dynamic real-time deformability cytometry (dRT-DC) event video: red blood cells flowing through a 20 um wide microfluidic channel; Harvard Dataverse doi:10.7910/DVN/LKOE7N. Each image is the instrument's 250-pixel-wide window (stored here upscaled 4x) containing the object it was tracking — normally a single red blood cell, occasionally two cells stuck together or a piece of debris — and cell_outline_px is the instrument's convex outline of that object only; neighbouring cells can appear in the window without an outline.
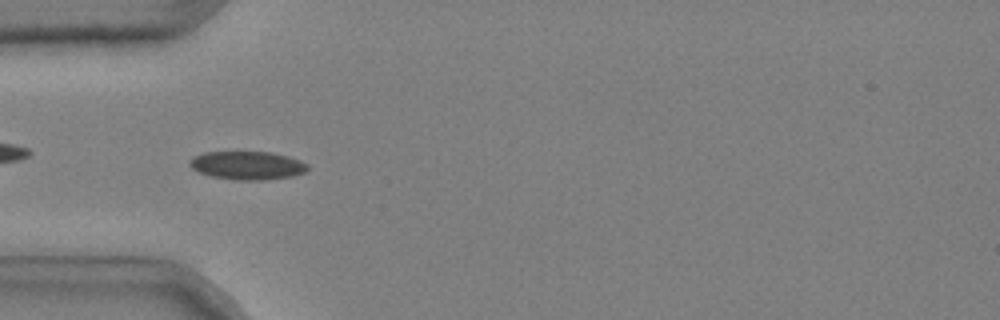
{"species": "common noctule bat (a hibernating species)", "species_latin": "Nyctalus noctula", "temperature_condition": "cold", "stored_images_in_passage": 38, "camera_frame_rate_fps": 3000, "um_per_image_px": 0.085, "animal": {"sex": "male", "body_mass_g": 20.4}, "frame": {"image": 1, "passage_image": 3, "time_ms": 0.667, "image_size_px": [1000, 320], "cell_outline_px": [[308, 168], [304, 172], [292, 176], [260, 180], [236, 180], [212, 176], [200, 172], [192, 168], [188, 164], [192, 156], [204, 152], [272, 152], [288, 156], [300, 160], [308, 164]], "centroid_in_image_um": [21.01, 14.05], "position_along_channel_um": 64.0, "area_um2": 19.42}}
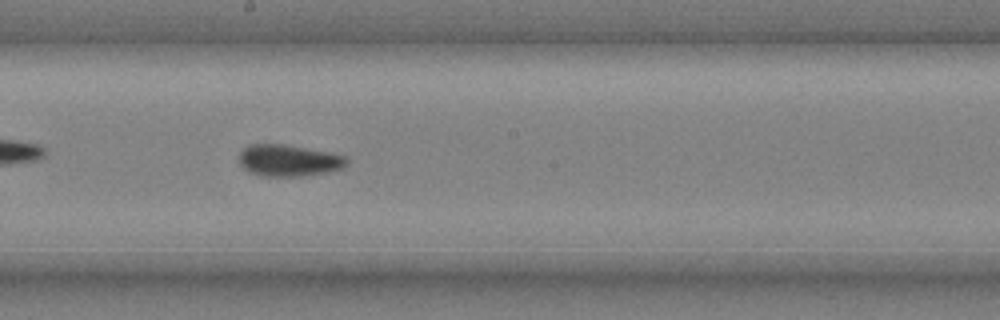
{"frame": {"image": 2, "passage_image": 16, "time_ms": 5.0, "image_size_px": [1000, 320], "cell_outline_px": [[348, 164], [344, 168], [328, 172], [304, 176], [260, 176], [248, 172], [240, 164], [240, 152], [248, 144], [284, 144], [328, 152], [344, 156], [348, 160]], "centroid_in_image_um": [24.54, 13.65], "position_along_channel_um": 223.7, "area_um2": 19.94}}
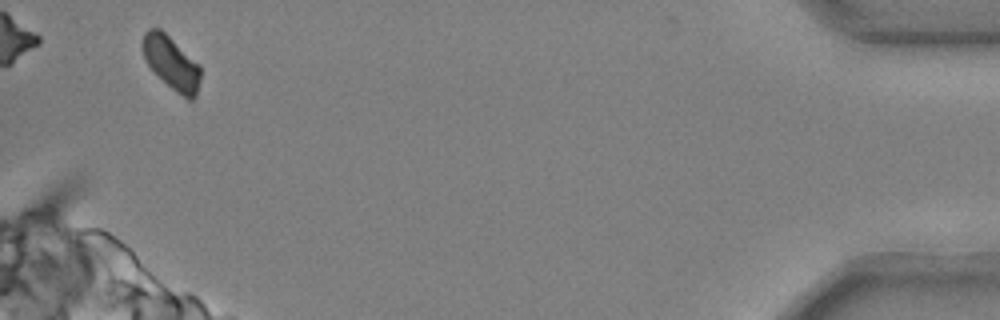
{"frame": {"image": 3, "passage_image": 37, "time_ms": 12.0, "image_size_px": [1000, 320], "cell_outline_px": [[200, 80], [196, 96], [192, 100], [188, 100], [176, 92], [144, 60], [144, 32], [148, 28], [160, 28], [200, 64]], "centroid_in_image_um": [14.61, 5.34], "position_along_channel_um": 420.6, "area_um2": 17.57}, "authors_computed_cell_mechanics": {"area_um2": 19.5364, "velocity_mm_per_s": 3.7074, "shape_relaxation_time_tau1_ms": 7.393, "shape_relaxation_time_tau2_ms": 2.0858, "deformation_change_tau1": 0.1223, "deformation_change_tau2": 0.0407}}